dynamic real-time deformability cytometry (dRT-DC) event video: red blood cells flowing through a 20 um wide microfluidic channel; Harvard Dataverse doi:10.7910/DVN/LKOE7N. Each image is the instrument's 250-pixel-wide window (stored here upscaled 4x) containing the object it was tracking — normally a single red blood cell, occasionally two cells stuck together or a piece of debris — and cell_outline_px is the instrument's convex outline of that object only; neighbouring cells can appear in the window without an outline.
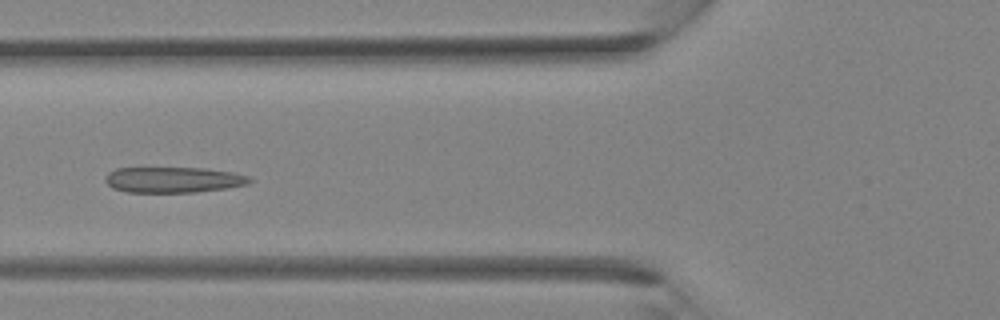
{"species": "Egyptian fruit bat (a non-hibernating species)", "species_latin": "Rousettus aegyptiacus", "temperature_condition": "room temperature", "stored_images_in_passage": 34, "camera_frame_rate_fps": 3000, "um_per_image_px": 0.085, "animal": {"sex": "female"}, "frame": {"image": 1, "passage_image": 12, "time_ms": 3.667, "image_size_px": [1000, 320], "cell_outline_px": [[252, 180], [248, 184], [228, 188], [196, 192], [128, 192], [112, 188], [104, 180], [108, 172], [116, 168], [204, 168], [232, 172], [248, 176]], "centroid_in_image_um": [14.72, 15.28], "position_along_channel_um": 111.1, "area_um2": 21.62}}
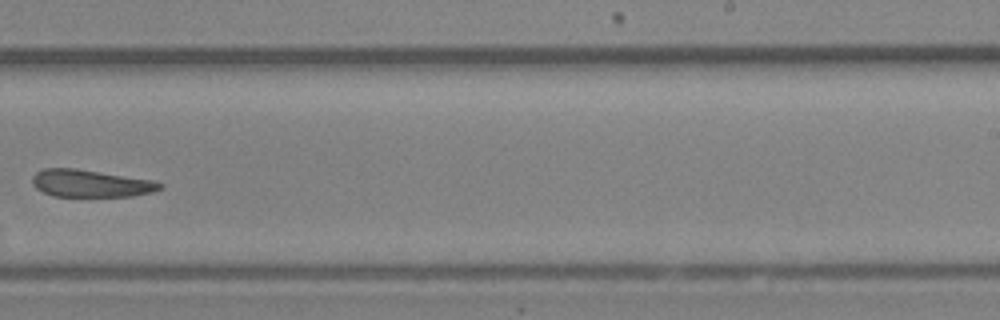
{"frame": {"image": 2, "passage_image": 21, "time_ms": 6.667, "image_size_px": [1000, 320], "cell_outline_px": [[164, 188], [152, 192], [132, 196], [52, 196], [36, 188], [32, 184], [32, 176], [36, 172], [44, 168], [76, 168], [152, 180], [164, 184]], "centroid_in_image_um": [7.7, 15.59], "position_along_channel_um": 281.3, "area_um2": 20.35}}
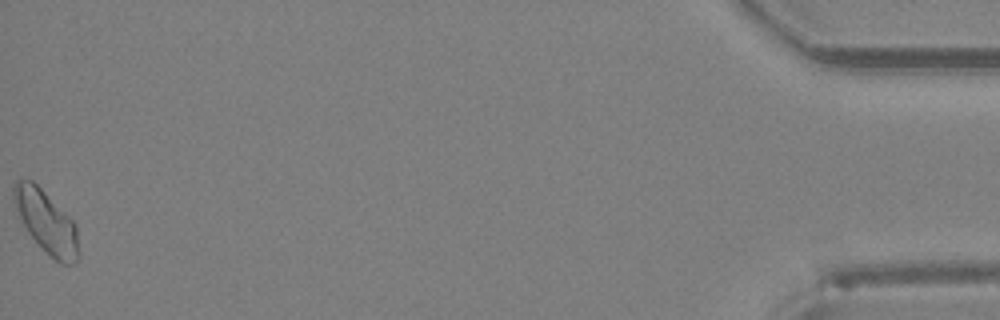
{"frame": {"image": 3, "passage_image": 34, "time_ms": 11.0, "image_size_px": [1000, 320], "cell_outline_px": [[80, 256], [76, 264], [60, 264], [28, 232], [20, 220], [12, 200], [12, 184], [16, 180], [32, 180], [76, 224], [80, 252]], "centroid_in_image_um": [3.94, 18.86], "position_along_channel_um": 431.3, "area_um2": 23.41}}